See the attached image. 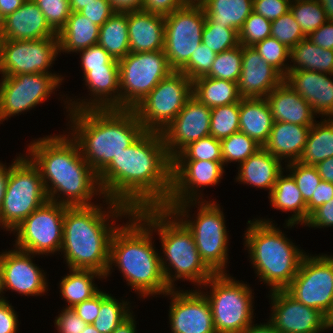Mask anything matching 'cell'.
<instances>
[{"mask_svg": "<svg viewBox=\"0 0 333 333\" xmlns=\"http://www.w3.org/2000/svg\"><path fill=\"white\" fill-rule=\"evenodd\" d=\"M85 86L88 89L90 99H80L66 96L63 100L64 108L68 111L85 109H120L119 68H98L88 71L83 75ZM74 100V101H73ZM76 100V101H75Z\"/></svg>", "mask_w": 333, "mask_h": 333, "instance_id": "cell-23", "label": "cell"}, {"mask_svg": "<svg viewBox=\"0 0 333 333\" xmlns=\"http://www.w3.org/2000/svg\"><path fill=\"white\" fill-rule=\"evenodd\" d=\"M9 174H10V165L7 166L6 163L3 164L0 161V209L3 204Z\"/></svg>", "mask_w": 333, "mask_h": 333, "instance_id": "cell-67", "label": "cell"}, {"mask_svg": "<svg viewBox=\"0 0 333 333\" xmlns=\"http://www.w3.org/2000/svg\"><path fill=\"white\" fill-rule=\"evenodd\" d=\"M99 28L79 12H71L66 24L57 34L59 53L73 54L98 44Z\"/></svg>", "mask_w": 333, "mask_h": 333, "instance_id": "cell-33", "label": "cell"}, {"mask_svg": "<svg viewBox=\"0 0 333 333\" xmlns=\"http://www.w3.org/2000/svg\"><path fill=\"white\" fill-rule=\"evenodd\" d=\"M329 157H333V118H324L310 127L299 162L316 166Z\"/></svg>", "mask_w": 333, "mask_h": 333, "instance_id": "cell-38", "label": "cell"}, {"mask_svg": "<svg viewBox=\"0 0 333 333\" xmlns=\"http://www.w3.org/2000/svg\"><path fill=\"white\" fill-rule=\"evenodd\" d=\"M333 74L317 71H288L284 81L312 107L316 117L333 118ZM326 116V117H325Z\"/></svg>", "mask_w": 333, "mask_h": 333, "instance_id": "cell-25", "label": "cell"}, {"mask_svg": "<svg viewBox=\"0 0 333 333\" xmlns=\"http://www.w3.org/2000/svg\"><path fill=\"white\" fill-rule=\"evenodd\" d=\"M271 315L268 321L279 333H323L330 330L328 318L304 305L285 290L269 291Z\"/></svg>", "mask_w": 333, "mask_h": 333, "instance_id": "cell-21", "label": "cell"}, {"mask_svg": "<svg viewBox=\"0 0 333 333\" xmlns=\"http://www.w3.org/2000/svg\"><path fill=\"white\" fill-rule=\"evenodd\" d=\"M211 108L193 95L173 121L161 133L172 159L189 143L210 136Z\"/></svg>", "mask_w": 333, "mask_h": 333, "instance_id": "cell-22", "label": "cell"}, {"mask_svg": "<svg viewBox=\"0 0 333 333\" xmlns=\"http://www.w3.org/2000/svg\"><path fill=\"white\" fill-rule=\"evenodd\" d=\"M271 36V21L252 12L238 32L239 44L253 46Z\"/></svg>", "mask_w": 333, "mask_h": 333, "instance_id": "cell-50", "label": "cell"}, {"mask_svg": "<svg viewBox=\"0 0 333 333\" xmlns=\"http://www.w3.org/2000/svg\"><path fill=\"white\" fill-rule=\"evenodd\" d=\"M305 226L315 229L333 227V198L315 209L304 224Z\"/></svg>", "mask_w": 333, "mask_h": 333, "instance_id": "cell-57", "label": "cell"}, {"mask_svg": "<svg viewBox=\"0 0 333 333\" xmlns=\"http://www.w3.org/2000/svg\"><path fill=\"white\" fill-rule=\"evenodd\" d=\"M26 0H0V14L3 18L15 12Z\"/></svg>", "mask_w": 333, "mask_h": 333, "instance_id": "cell-66", "label": "cell"}, {"mask_svg": "<svg viewBox=\"0 0 333 333\" xmlns=\"http://www.w3.org/2000/svg\"><path fill=\"white\" fill-rule=\"evenodd\" d=\"M66 206L47 201L34 210L13 231V246L35 255L59 253L63 242V218Z\"/></svg>", "mask_w": 333, "mask_h": 333, "instance_id": "cell-13", "label": "cell"}, {"mask_svg": "<svg viewBox=\"0 0 333 333\" xmlns=\"http://www.w3.org/2000/svg\"><path fill=\"white\" fill-rule=\"evenodd\" d=\"M115 12L127 13L143 10V0H108Z\"/></svg>", "mask_w": 333, "mask_h": 333, "instance_id": "cell-63", "label": "cell"}, {"mask_svg": "<svg viewBox=\"0 0 333 333\" xmlns=\"http://www.w3.org/2000/svg\"><path fill=\"white\" fill-rule=\"evenodd\" d=\"M97 278L103 280L104 275L95 270L69 269L58 283L61 297L67 302L65 308H72L96 295L101 290L94 283Z\"/></svg>", "mask_w": 333, "mask_h": 333, "instance_id": "cell-34", "label": "cell"}, {"mask_svg": "<svg viewBox=\"0 0 333 333\" xmlns=\"http://www.w3.org/2000/svg\"><path fill=\"white\" fill-rule=\"evenodd\" d=\"M118 62L120 109H133L174 71L164 50L129 52Z\"/></svg>", "mask_w": 333, "mask_h": 333, "instance_id": "cell-11", "label": "cell"}, {"mask_svg": "<svg viewBox=\"0 0 333 333\" xmlns=\"http://www.w3.org/2000/svg\"><path fill=\"white\" fill-rule=\"evenodd\" d=\"M2 43H3V37L2 33L0 32V65H1V55H2Z\"/></svg>", "mask_w": 333, "mask_h": 333, "instance_id": "cell-73", "label": "cell"}, {"mask_svg": "<svg viewBox=\"0 0 333 333\" xmlns=\"http://www.w3.org/2000/svg\"><path fill=\"white\" fill-rule=\"evenodd\" d=\"M192 80L173 71L133 108L145 131L162 133L192 96Z\"/></svg>", "mask_w": 333, "mask_h": 333, "instance_id": "cell-12", "label": "cell"}, {"mask_svg": "<svg viewBox=\"0 0 333 333\" xmlns=\"http://www.w3.org/2000/svg\"><path fill=\"white\" fill-rule=\"evenodd\" d=\"M206 17L237 32L253 12V0H200Z\"/></svg>", "mask_w": 333, "mask_h": 333, "instance_id": "cell-35", "label": "cell"}, {"mask_svg": "<svg viewBox=\"0 0 333 333\" xmlns=\"http://www.w3.org/2000/svg\"><path fill=\"white\" fill-rule=\"evenodd\" d=\"M58 55L57 36L29 41L3 39L1 77L16 76L17 74H56L49 69L53 67Z\"/></svg>", "mask_w": 333, "mask_h": 333, "instance_id": "cell-17", "label": "cell"}, {"mask_svg": "<svg viewBox=\"0 0 333 333\" xmlns=\"http://www.w3.org/2000/svg\"><path fill=\"white\" fill-rule=\"evenodd\" d=\"M120 301L109 292L100 290V309L97 318L92 323L100 333H112L133 312L128 300L120 299Z\"/></svg>", "mask_w": 333, "mask_h": 333, "instance_id": "cell-40", "label": "cell"}, {"mask_svg": "<svg viewBox=\"0 0 333 333\" xmlns=\"http://www.w3.org/2000/svg\"><path fill=\"white\" fill-rule=\"evenodd\" d=\"M282 161L263 147L238 166L236 182L250 185L271 193L278 176L284 171Z\"/></svg>", "mask_w": 333, "mask_h": 333, "instance_id": "cell-30", "label": "cell"}, {"mask_svg": "<svg viewBox=\"0 0 333 333\" xmlns=\"http://www.w3.org/2000/svg\"><path fill=\"white\" fill-rule=\"evenodd\" d=\"M128 220L113 233L104 279L111 276L113 266L118 267L127 286L140 298L162 296L170 288L164 279L160 254L153 245L154 232L135 212Z\"/></svg>", "mask_w": 333, "mask_h": 333, "instance_id": "cell-5", "label": "cell"}, {"mask_svg": "<svg viewBox=\"0 0 333 333\" xmlns=\"http://www.w3.org/2000/svg\"><path fill=\"white\" fill-rule=\"evenodd\" d=\"M323 7L328 21H333V0H318Z\"/></svg>", "mask_w": 333, "mask_h": 333, "instance_id": "cell-70", "label": "cell"}, {"mask_svg": "<svg viewBox=\"0 0 333 333\" xmlns=\"http://www.w3.org/2000/svg\"><path fill=\"white\" fill-rule=\"evenodd\" d=\"M186 4L185 0H143V11L167 16Z\"/></svg>", "mask_w": 333, "mask_h": 333, "instance_id": "cell-59", "label": "cell"}, {"mask_svg": "<svg viewBox=\"0 0 333 333\" xmlns=\"http://www.w3.org/2000/svg\"><path fill=\"white\" fill-rule=\"evenodd\" d=\"M242 69V45L216 55L207 77L238 82Z\"/></svg>", "mask_w": 333, "mask_h": 333, "instance_id": "cell-44", "label": "cell"}, {"mask_svg": "<svg viewBox=\"0 0 333 333\" xmlns=\"http://www.w3.org/2000/svg\"><path fill=\"white\" fill-rule=\"evenodd\" d=\"M284 290L328 318L333 311V255L306 254L296 276Z\"/></svg>", "mask_w": 333, "mask_h": 333, "instance_id": "cell-14", "label": "cell"}, {"mask_svg": "<svg viewBox=\"0 0 333 333\" xmlns=\"http://www.w3.org/2000/svg\"><path fill=\"white\" fill-rule=\"evenodd\" d=\"M98 44L118 61L130 52L127 13L115 12L100 26Z\"/></svg>", "mask_w": 333, "mask_h": 333, "instance_id": "cell-39", "label": "cell"}, {"mask_svg": "<svg viewBox=\"0 0 333 333\" xmlns=\"http://www.w3.org/2000/svg\"><path fill=\"white\" fill-rule=\"evenodd\" d=\"M290 11L306 37L328 21L318 0L291 1Z\"/></svg>", "mask_w": 333, "mask_h": 333, "instance_id": "cell-43", "label": "cell"}, {"mask_svg": "<svg viewBox=\"0 0 333 333\" xmlns=\"http://www.w3.org/2000/svg\"><path fill=\"white\" fill-rule=\"evenodd\" d=\"M78 53H80L83 75L90 70L98 68H119L118 60L113 59L99 44L82 49Z\"/></svg>", "mask_w": 333, "mask_h": 333, "instance_id": "cell-53", "label": "cell"}, {"mask_svg": "<svg viewBox=\"0 0 333 333\" xmlns=\"http://www.w3.org/2000/svg\"><path fill=\"white\" fill-rule=\"evenodd\" d=\"M67 133L30 141L25 155L38 168L49 201L67 207L94 205L93 197L104 198L98 176Z\"/></svg>", "mask_w": 333, "mask_h": 333, "instance_id": "cell-2", "label": "cell"}, {"mask_svg": "<svg viewBox=\"0 0 333 333\" xmlns=\"http://www.w3.org/2000/svg\"><path fill=\"white\" fill-rule=\"evenodd\" d=\"M95 0H69L70 2V8L72 12H79L84 7H86L91 2H94Z\"/></svg>", "mask_w": 333, "mask_h": 333, "instance_id": "cell-69", "label": "cell"}, {"mask_svg": "<svg viewBox=\"0 0 333 333\" xmlns=\"http://www.w3.org/2000/svg\"><path fill=\"white\" fill-rule=\"evenodd\" d=\"M54 321V327H56L58 333H82L88 325L72 308L65 307L55 317Z\"/></svg>", "mask_w": 333, "mask_h": 333, "instance_id": "cell-55", "label": "cell"}, {"mask_svg": "<svg viewBox=\"0 0 333 333\" xmlns=\"http://www.w3.org/2000/svg\"><path fill=\"white\" fill-rule=\"evenodd\" d=\"M179 289H170L163 296L171 299L168 311L171 333H216L209 301L201 289Z\"/></svg>", "mask_w": 333, "mask_h": 333, "instance_id": "cell-20", "label": "cell"}, {"mask_svg": "<svg viewBox=\"0 0 333 333\" xmlns=\"http://www.w3.org/2000/svg\"><path fill=\"white\" fill-rule=\"evenodd\" d=\"M69 136L98 175L118 154L133 144L145 129L133 109L68 111ZM71 130V131H70Z\"/></svg>", "mask_w": 333, "mask_h": 333, "instance_id": "cell-4", "label": "cell"}, {"mask_svg": "<svg viewBox=\"0 0 333 333\" xmlns=\"http://www.w3.org/2000/svg\"><path fill=\"white\" fill-rule=\"evenodd\" d=\"M310 127L288 122H274L263 148L280 159L283 164L299 161Z\"/></svg>", "mask_w": 333, "mask_h": 333, "instance_id": "cell-29", "label": "cell"}, {"mask_svg": "<svg viewBox=\"0 0 333 333\" xmlns=\"http://www.w3.org/2000/svg\"><path fill=\"white\" fill-rule=\"evenodd\" d=\"M247 224L244 246L256 277L270 291L284 290L296 276L306 252L268 218L248 220Z\"/></svg>", "mask_w": 333, "mask_h": 333, "instance_id": "cell-7", "label": "cell"}, {"mask_svg": "<svg viewBox=\"0 0 333 333\" xmlns=\"http://www.w3.org/2000/svg\"><path fill=\"white\" fill-rule=\"evenodd\" d=\"M3 19L4 18L0 14V32H1L2 28H3Z\"/></svg>", "mask_w": 333, "mask_h": 333, "instance_id": "cell-75", "label": "cell"}, {"mask_svg": "<svg viewBox=\"0 0 333 333\" xmlns=\"http://www.w3.org/2000/svg\"><path fill=\"white\" fill-rule=\"evenodd\" d=\"M134 212L160 237L161 268L170 289L177 288L174 283L179 279L200 288L215 274L200 257L191 231L170 210L159 207Z\"/></svg>", "mask_w": 333, "mask_h": 333, "instance_id": "cell-6", "label": "cell"}, {"mask_svg": "<svg viewBox=\"0 0 333 333\" xmlns=\"http://www.w3.org/2000/svg\"><path fill=\"white\" fill-rule=\"evenodd\" d=\"M13 160L0 209V228L9 233L49 200L40 172L33 162L25 154H19Z\"/></svg>", "mask_w": 333, "mask_h": 333, "instance_id": "cell-10", "label": "cell"}, {"mask_svg": "<svg viewBox=\"0 0 333 333\" xmlns=\"http://www.w3.org/2000/svg\"><path fill=\"white\" fill-rule=\"evenodd\" d=\"M271 37L276 38L289 49L307 38L291 11L271 22Z\"/></svg>", "mask_w": 333, "mask_h": 333, "instance_id": "cell-49", "label": "cell"}, {"mask_svg": "<svg viewBox=\"0 0 333 333\" xmlns=\"http://www.w3.org/2000/svg\"><path fill=\"white\" fill-rule=\"evenodd\" d=\"M287 172L293 177L304 201L307 203L321 182L316 166L305 165L299 161L284 164ZM288 169V170H287Z\"/></svg>", "mask_w": 333, "mask_h": 333, "instance_id": "cell-48", "label": "cell"}, {"mask_svg": "<svg viewBox=\"0 0 333 333\" xmlns=\"http://www.w3.org/2000/svg\"><path fill=\"white\" fill-rule=\"evenodd\" d=\"M240 101L211 108L210 136L223 140L239 131Z\"/></svg>", "mask_w": 333, "mask_h": 333, "instance_id": "cell-41", "label": "cell"}, {"mask_svg": "<svg viewBox=\"0 0 333 333\" xmlns=\"http://www.w3.org/2000/svg\"><path fill=\"white\" fill-rule=\"evenodd\" d=\"M82 333H100L92 324H88Z\"/></svg>", "mask_w": 333, "mask_h": 333, "instance_id": "cell-71", "label": "cell"}, {"mask_svg": "<svg viewBox=\"0 0 333 333\" xmlns=\"http://www.w3.org/2000/svg\"><path fill=\"white\" fill-rule=\"evenodd\" d=\"M322 180L333 183V157H329L316 165Z\"/></svg>", "mask_w": 333, "mask_h": 333, "instance_id": "cell-64", "label": "cell"}, {"mask_svg": "<svg viewBox=\"0 0 333 333\" xmlns=\"http://www.w3.org/2000/svg\"><path fill=\"white\" fill-rule=\"evenodd\" d=\"M1 33L5 40L22 41L57 36L33 0H26L20 8L3 19Z\"/></svg>", "mask_w": 333, "mask_h": 333, "instance_id": "cell-26", "label": "cell"}, {"mask_svg": "<svg viewBox=\"0 0 333 333\" xmlns=\"http://www.w3.org/2000/svg\"><path fill=\"white\" fill-rule=\"evenodd\" d=\"M164 18V52L170 67L179 71L202 44L206 15L199 3H187Z\"/></svg>", "mask_w": 333, "mask_h": 333, "instance_id": "cell-16", "label": "cell"}, {"mask_svg": "<svg viewBox=\"0 0 333 333\" xmlns=\"http://www.w3.org/2000/svg\"><path fill=\"white\" fill-rule=\"evenodd\" d=\"M172 159L162 134L145 131L97 175L105 198L133 212L164 207L171 192Z\"/></svg>", "mask_w": 333, "mask_h": 333, "instance_id": "cell-1", "label": "cell"}, {"mask_svg": "<svg viewBox=\"0 0 333 333\" xmlns=\"http://www.w3.org/2000/svg\"><path fill=\"white\" fill-rule=\"evenodd\" d=\"M130 52L164 50L165 18L143 10L127 12Z\"/></svg>", "mask_w": 333, "mask_h": 333, "instance_id": "cell-27", "label": "cell"}, {"mask_svg": "<svg viewBox=\"0 0 333 333\" xmlns=\"http://www.w3.org/2000/svg\"><path fill=\"white\" fill-rule=\"evenodd\" d=\"M284 172H286L284 175ZM270 205L282 212H291L285 220L284 228H294V225H304L307 222V203L298 189L295 180L287 171H283L268 196Z\"/></svg>", "mask_w": 333, "mask_h": 333, "instance_id": "cell-31", "label": "cell"}, {"mask_svg": "<svg viewBox=\"0 0 333 333\" xmlns=\"http://www.w3.org/2000/svg\"><path fill=\"white\" fill-rule=\"evenodd\" d=\"M328 322L330 325V329L332 330L333 329V311H332L331 315L328 317Z\"/></svg>", "mask_w": 333, "mask_h": 333, "instance_id": "cell-72", "label": "cell"}, {"mask_svg": "<svg viewBox=\"0 0 333 333\" xmlns=\"http://www.w3.org/2000/svg\"><path fill=\"white\" fill-rule=\"evenodd\" d=\"M42 11L50 28L58 34L64 27L69 16L71 8L69 0H33Z\"/></svg>", "mask_w": 333, "mask_h": 333, "instance_id": "cell-51", "label": "cell"}, {"mask_svg": "<svg viewBox=\"0 0 333 333\" xmlns=\"http://www.w3.org/2000/svg\"><path fill=\"white\" fill-rule=\"evenodd\" d=\"M333 198V183L321 180L311 199L307 202V220L310 214L319 206Z\"/></svg>", "mask_w": 333, "mask_h": 333, "instance_id": "cell-60", "label": "cell"}, {"mask_svg": "<svg viewBox=\"0 0 333 333\" xmlns=\"http://www.w3.org/2000/svg\"><path fill=\"white\" fill-rule=\"evenodd\" d=\"M103 199L104 205L66 206L60 255L65 258L68 269L95 270L105 276L111 238L119 226L114 221L127 219L133 211L123 204Z\"/></svg>", "mask_w": 333, "mask_h": 333, "instance_id": "cell-3", "label": "cell"}, {"mask_svg": "<svg viewBox=\"0 0 333 333\" xmlns=\"http://www.w3.org/2000/svg\"><path fill=\"white\" fill-rule=\"evenodd\" d=\"M0 299H2V286H1V264H0Z\"/></svg>", "mask_w": 333, "mask_h": 333, "instance_id": "cell-74", "label": "cell"}, {"mask_svg": "<svg viewBox=\"0 0 333 333\" xmlns=\"http://www.w3.org/2000/svg\"><path fill=\"white\" fill-rule=\"evenodd\" d=\"M291 0H253V12L274 21L290 11Z\"/></svg>", "mask_w": 333, "mask_h": 333, "instance_id": "cell-54", "label": "cell"}, {"mask_svg": "<svg viewBox=\"0 0 333 333\" xmlns=\"http://www.w3.org/2000/svg\"><path fill=\"white\" fill-rule=\"evenodd\" d=\"M307 39L323 49L333 50V21H326Z\"/></svg>", "mask_w": 333, "mask_h": 333, "instance_id": "cell-62", "label": "cell"}, {"mask_svg": "<svg viewBox=\"0 0 333 333\" xmlns=\"http://www.w3.org/2000/svg\"><path fill=\"white\" fill-rule=\"evenodd\" d=\"M224 168L223 162L172 161L171 192L163 208L172 209L187 201H205L200 188L220 184Z\"/></svg>", "mask_w": 333, "mask_h": 333, "instance_id": "cell-18", "label": "cell"}, {"mask_svg": "<svg viewBox=\"0 0 333 333\" xmlns=\"http://www.w3.org/2000/svg\"><path fill=\"white\" fill-rule=\"evenodd\" d=\"M284 77L266 63L253 46H242V69L237 82L242 98H265Z\"/></svg>", "mask_w": 333, "mask_h": 333, "instance_id": "cell-24", "label": "cell"}, {"mask_svg": "<svg viewBox=\"0 0 333 333\" xmlns=\"http://www.w3.org/2000/svg\"><path fill=\"white\" fill-rule=\"evenodd\" d=\"M202 43L219 54L239 45L238 32L233 28H225L221 24L214 23L209 17H206L202 31Z\"/></svg>", "mask_w": 333, "mask_h": 333, "instance_id": "cell-46", "label": "cell"}, {"mask_svg": "<svg viewBox=\"0 0 333 333\" xmlns=\"http://www.w3.org/2000/svg\"><path fill=\"white\" fill-rule=\"evenodd\" d=\"M274 122L312 126L315 114L311 105L284 80L266 97Z\"/></svg>", "mask_w": 333, "mask_h": 333, "instance_id": "cell-28", "label": "cell"}, {"mask_svg": "<svg viewBox=\"0 0 333 333\" xmlns=\"http://www.w3.org/2000/svg\"><path fill=\"white\" fill-rule=\"evenodd\" d=\"M194 205L198 211L192 216ZM220 207L214 200H205L187 201L168 209L191 231L200 257L215 274L226 273L229 263V231Z\"/></svg>", "mask_w": 333, "mask_h": 333, "instance_id": "cell-8", "label": "cell"}, {"mask_svg": "<svg viewBox=\"0 0 333 333\" xmlns=\"http://www.w3.org/2000/svg\"><path fill=\"white\" fill-rule=\"evenodd\" d=\"M193 96L209 108L241 100L236 82L203 76L192 81Z\"/></svg>", "mask_w": 333, "mask_h": 333, "instance_id": "cell-37", "label": "cell"}, {"mask_svg": "<svg viewBox=\"0 0 333 333\" xmlns=\"http://www.w3.org/2000/svg\"><path fill=\"white\" fill-rule=\"evenodd\" d=\"M273 123L266 98H241L239 131L247 134L263 147L268 140Z\"/></svg>", "mask_w": 333, "mask_h": 333, "instance_id": "cell-32", "label": "cell"}, {"mask_svg": "<svg viewBox=\"0 0 333 333\" xmlns=\"http://www.w3.org/2000/svg\"><path fill=\"white\" fill-rule=\"evenodd\" d=\"M207 160L223 162L221 142L213 136L201 138L189 143L184 147L172 161H198Z\"/></svg>", "mask_w": 333, "mask_h": 333, "instance_id": "cell-45", "label": "cell"}, {"mask_svg": "<svg viewBox=\"0 0 333 333\" xmlns=\"http://www.w3.org/2000/svg\"><path fill=\"white\" fill-rule=\"evenodd\" d=\"M12 249L0 252L2 299L8 298L3 295L8 290L24 296L45 295L49 289L46 273L33 262L38 255Z\"/></svg>", "mask_w": 333, "mask_h": 333, "instance_id": "cell-19", "label": "cell"}, {"mask_svg": "<svg viewBox=\"0 0 333 333\" xmlns=\"http://www.w3.org/2000/svg\"><path fill=\"white\" fill-rule=\"evenodd\" d=\"M9 301L0 299V333H17L19 331L18 315Z\"/></svg>", "mask_w": 333, "mask_h": 333, "instance_id": "cell-58", "label": "cell"}, {"mask_svg": "<svg viewBox=\"0 0 333 333\" xmlns=\"http://www.w3.org/2000/svg\"><path fill=\"white\" fill-rule=\"evenodd\" d=\"M242 333H279L274 326L267 321L266 323L254 324L248 326Z\"/></svg>", "mask_w": 333, "mask_h": 333, "instance_id": "cell-68", "label": "cell"}, {"mask_svg": "<svg viewBox=\"0 0 333 333\" xmlns=\"http://www.w3.org/2000/svg\"><path fill=\"white\" fill-rule=\"evenodd\" d=\"M253 47L266 63L275 68L283 77L287 75L290 55L289 48L271 36L257 42Z\"/></svg>", "mask_w": 333, "mask_h": 333, "instance_id": "cell-47", "label": "cell"}, {"mask_svg": "<svg viewBox=\"0 0 333 333\" xmlns=\"http://www.w3.org/2000/svg\"><path fill=\"white\" fill-rule=\"evenodd\" d=\"M72 309L84 322L92 324L97 318L100 309V291L91 299L75 305Z\"/></svg>", "mask_w": 333, "mask_h": 333, "instance_id": "cell-61", "label": "cell"}, {"mask_svg": "<svg viewBox=\"0 0 333 333\" xmlns=\"http://www.w3.org/2000/svg\"><path fill=\"white\" fill-rule=\"evenodd\" d=\"M187 3H199L200 0H185Z\"/></svg>", "mask_w": 333, "mask_h": 333, "instance_id": "cell-76", "label": "cell"}, {"mask_svg": "<svg viewBox=\"0 0 333 333\" xmlns=\"http://www.w3.org/2000/svg\"><path fill=\"white\" fill-rule=\"evenodd\" d=\"M288 71L305 70L333 74V50L323 49L307 38L290 49Z\"/></svg>", "mask_w": 333, "mask_h": 333, "instance_id": "cell-36", "label": "cell"}, {"mask_svg": "<svg viewBox=\"0 0 333 333\" xmlns=\"http://www.w3.org/2000/svg\"><path fill=\"white\" fill-rule=\"evenodd\" d=\"M221 142L223 165L236 162L238 166L255 154L262 146L247 134L238 131L223 139Z\"/></svg>", "mask_w": 333, "mask_h": 333, "instance_id": "cell-42", "label": "cell"}, {"mask_svg": "<svg viewBox=\"0 0 333 333\" xmlns=\"http://www.w3.org/2000/svg\"><path fill=\"white\" fill-rule=\"evenodd\" d=\"M64 77L57 74H17L1 77L0 82V122L28 112L44 103L60 88Z\"/></svg>", "mask_w": 333, "mask_h": 333, "instance_id": "cell-15", "label": "cell"}, {"mask_svg": "<svg viewBox=\"0 0 333 333\" xmlns=\"http://www.w3.org/2000/svg\"><path fill=\"white\" fill-rule=\"evenodd\" d=\"M135 315L133 312L124 319L113 331L112 333H138L137 332V323Z\"/></svg>", "mask_w": 333, "mask_h": 333, "instance_id": "cell-65", "label": "cell"}, {"mask_svg": "<svg viewBox=\"0 0 333 333\" xmlns=\"http://www.w3.org/2000/svg\"><path fill=\"white\" fill-rule=\"evenodd\" d=\"M203 285L201 289H210V293L202 292L209 301L216 333H242L254 322V290L249 284L219 273Z\"/></svg>", "mask_w": 333, "mask_h": 333, "instance_id": "cell-9", "label": "cell"}, {"mask_svg": "<svg viewBox=\"0 0 333 333\" xmlns=\"http://www.w3.org/2000/svg\"><path fill=\"white\" fill-rule=\"evenodd\" d=\"M216 55L215 52L202 43L193 52L190 60L179 70V72L184 73L192 81L206 76L210 72Z\"/></svg>", "mask_w": 333, "mask_h": 333, "instance_id": "cell-52", "label": "cell"}, {"mask_svg": "<svg viewBox=\"0 0 333 333\" xmlns=\"http://www.w3.org/2000/svg\"><path fill=\"white\" fill-rule=\"evenodd\" d=\"M79 13L100 27L115 11L108 0H95L79 11Z\"/></svg>", "mask_w": 333, "mask_h": 333, "instance_id": "cell-56", "label": "cell"}]
</instances>
